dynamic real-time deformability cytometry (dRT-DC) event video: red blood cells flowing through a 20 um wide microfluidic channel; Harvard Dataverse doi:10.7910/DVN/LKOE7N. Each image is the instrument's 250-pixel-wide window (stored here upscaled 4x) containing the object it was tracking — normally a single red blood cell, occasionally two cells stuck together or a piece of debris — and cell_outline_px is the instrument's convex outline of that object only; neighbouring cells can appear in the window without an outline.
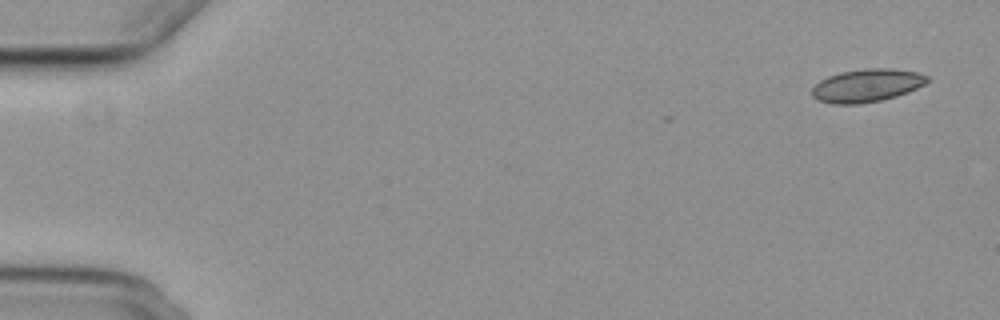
{"species": "common noctule bat (a hibernating species)", "species_latin": "Nyctalus noctula", "temperature_condition": "cold", "stored_images_in_passage": 4, "camera_frame_rate_fps": 3000, "um_per_image_px": 0.085, "animal": {"sex": "female", "body_mass_g": 29.2, "forearm_length_mm": 56.3}, "frame": {"image": 1, "passage_image": 1, "time_ms": 0.0, "image_size_px": [1000, 320], "cell_outline_px": [[928, 80], [924, 84], [908, 92], [896, 96], [880, 100], [860, 104], [832, 104], [820, 100], [812, 96], [812, 88], [820, 80], [828, 76], [840, 72], [864, 68], [892, 68], [916, 72], [928, 76]], "centroid_in_image_um": [73.66, 7.26], "position_along_channel_um": 11.3, "area_um2": 22.08}}